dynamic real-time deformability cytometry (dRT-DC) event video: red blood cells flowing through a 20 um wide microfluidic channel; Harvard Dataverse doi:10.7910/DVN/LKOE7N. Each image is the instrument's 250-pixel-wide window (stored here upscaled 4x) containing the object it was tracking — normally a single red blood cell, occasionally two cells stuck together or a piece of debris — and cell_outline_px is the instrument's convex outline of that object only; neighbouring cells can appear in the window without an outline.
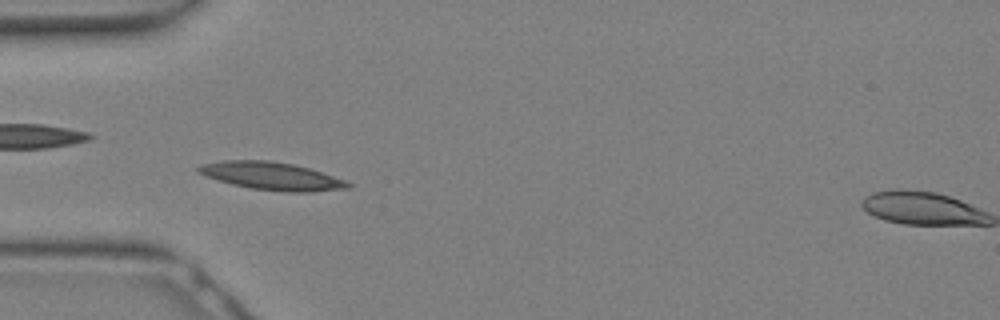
{"species": "Egyptian fruit bat (a non-hibernating species)", "species_latin": "Rousettus aegyptiacus", "temperature_condition": "warm", "stored_images_in_passage": 19, "camera_frame_rate_fps": 3000, "um_per_image_px": 0.085, "animal": {"sex": "female"}, "frame": {"image": 1, "passage_image": 8, "time_ms": 2.333, "image_size_px": [1000, 320], "cell_outline_px": [[352, 188], [308, 192], [288, 192], [252, 188], [232, 184], [196, 172], [196, 168], [200, 164], [224, 160], [268, 160], [292, 164], [308, 168], [344, 180], [352, 184]], "centroid_in_image_um": [23.09, 14.96], "position_along_channel_um": 61.9, "area_um2": 23.93}}
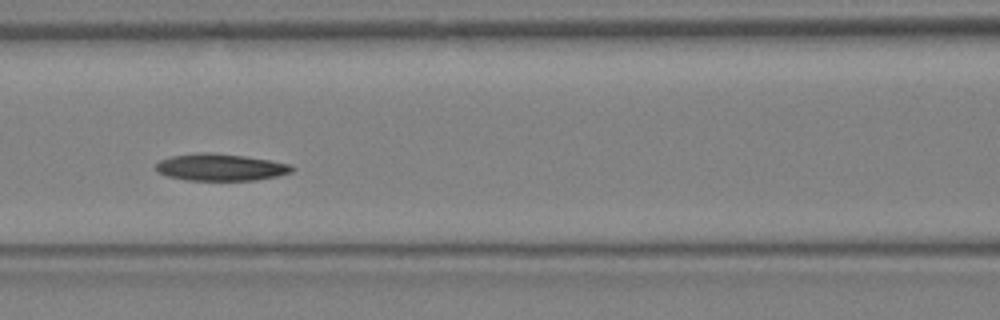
{"frame": {"image": 2, "passage_image": 12, "time_ms": 3.667, "image_size_px": [1000, 320], "cell_outline_px": [[296, 168], [292, 172], [276, 176], [256, 180], [188, 180], [168, 176], [156, 172], [156, 164], [160, 160], [172, 156], [208, 152], [244, 156], [268, 160], [288, 164]], "centroid_in_image_um": [18.74, 14.22], "position_along_channel_um": 147.9, "area_um2": 21.1}}
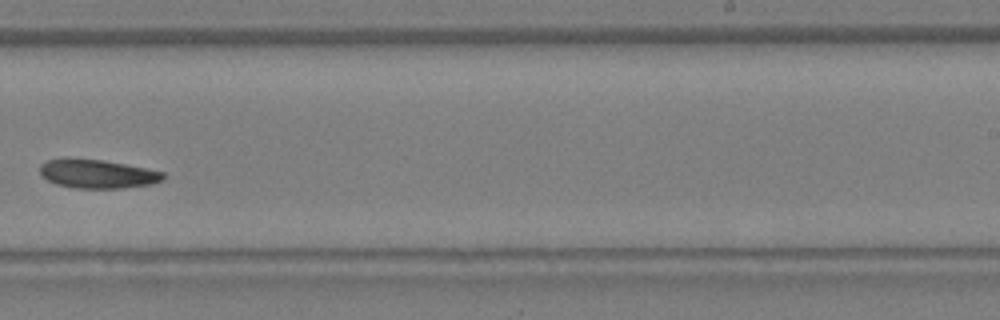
{"frame": {"image": 3, "passage_image": 18, "time_ms": 5.667, "image_size_px": [1000, 320], "cell_outline_px": [[164, 180], [152, 184], [120, 188], [72, 188], [56, 184], [48, 180], [40, 172], [40, 164], [48, 160], [64, 156], [68, 156], [104, 160], [164, 172]], "centroid_in_image_um": [8.23, 14.75], "position_along_channel_um": 280.8, "area_um2": 20.98}}